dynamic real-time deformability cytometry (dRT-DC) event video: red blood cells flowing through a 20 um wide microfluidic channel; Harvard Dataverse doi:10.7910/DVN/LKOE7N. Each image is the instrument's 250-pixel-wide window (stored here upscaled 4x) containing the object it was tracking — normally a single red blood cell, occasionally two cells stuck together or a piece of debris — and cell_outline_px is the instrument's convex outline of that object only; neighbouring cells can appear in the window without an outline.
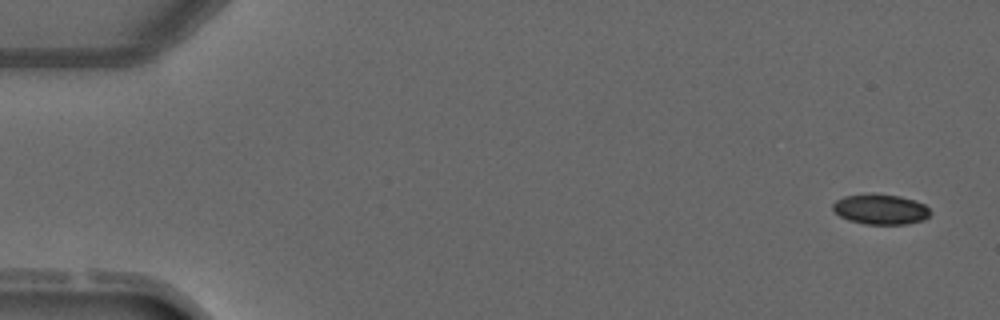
{"species": "common noctule bat (a hibernating species)", "species_latin": "Nyctalus noctula", "temperature_condition": "warm", "stored_images_in_passage": 3, "camera_frame_rate_fps": 3000, "um_per_image_px": 0.085, "animal": {"sex": "male", "forearm_length_mm": 52.5}, "frame": {"image": 1, "passage_image": 1, "time_ms": 0.0, "image_size_px": [1000, 320], "cell_outline_px": [[932, 212], [924, 220], [908, 224], [864, 224], [848, 220], [840, 216], [832, 208], [832, 204], [836, 200], [844, 196], [872, 192], [900, 196], [916, 200], [924, 204]], "centroid_in_image_um": [74.85, 17.77], "position_along_channel_um": 10.2, "area_um2": 17.51}}
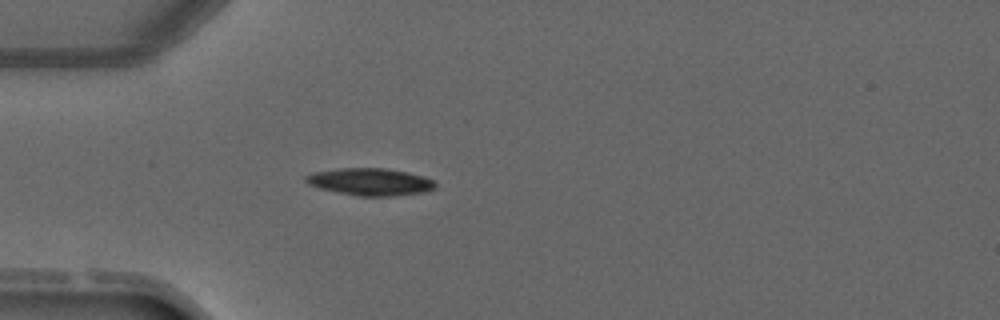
{"frame": {"image": 2, "passage_image": 3, "time_ms": 3.667, "image_size_px": [1000, 320], "cell_outline_px": [[436, 188], [428, 192], [392, 196], [356, 196], [320, 188], [308, 184], [304, 180], [304, 176], [312, 172], [340, 168], [388, 168], [408, 172], [424, 176], [432, 180], [436, 184]], "centroid_in_image_um": [31.49, 15.45], "position_along_channel_um": 53.5, "area_um2": 20.81}}